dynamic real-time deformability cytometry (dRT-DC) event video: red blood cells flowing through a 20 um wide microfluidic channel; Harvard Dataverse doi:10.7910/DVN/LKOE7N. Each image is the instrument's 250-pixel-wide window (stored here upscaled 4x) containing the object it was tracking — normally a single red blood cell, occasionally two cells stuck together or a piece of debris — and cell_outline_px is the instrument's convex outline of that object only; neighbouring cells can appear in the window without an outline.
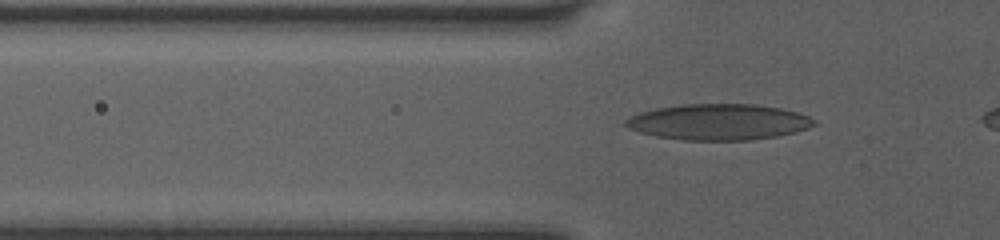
{"species": "human", "species_latin": "Homo sapiens", "temperature_condition": "room temperature", "stored_images_in_passage": 37, "camera_frame_rate_fps": 3000, "um_per_image_px": 0.085, "donor": {"sex": "female"}, "frame": {"image": 1, "passage_image": 8, "time_ms": 2.333, "image_size_px": [1000, 240], "cell_outline_px": [[816, 124], [808, 128], [796, 132], [776, 136], [752, 140], [684, 140], [656, 136], [640, 132], [628, 128], [624, 124], [624, 120], [640, 112], [656, 108], [684, 104], [756, 104], [780, 108], [796, 112], [808, 116], [816, 120]], "centroid_in_image_um": [61.09, 10.37], "position_along_channel_um": 64.7, "area_um2": 39.48}}
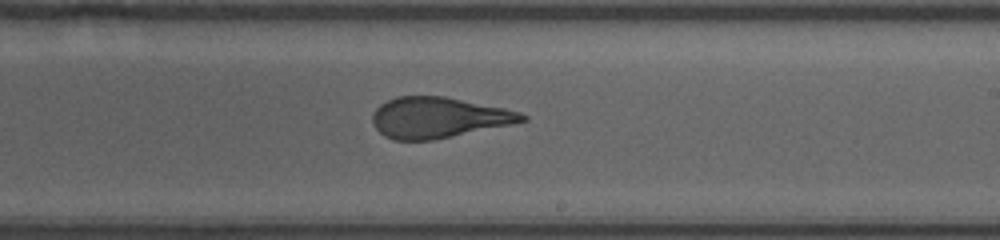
{"frame": {"image": 2, "passage_image": 22, "time_ms": 7.0, "image_size_px": [1000, 240], "cell_outline_px": [[528, 120], [512, 124], [432, 140], [392, 140], [384, 136], [376, 128], [372, 120], [372, 116], [376, 108], [380, 104], [396, 96], [444, 96], [504, 108], [520, 112], [528, 116]], "centroid_in_image_um": [37.25, 9.99], "position_along_channel_um": 251.7, "area_um2": 35.37}}
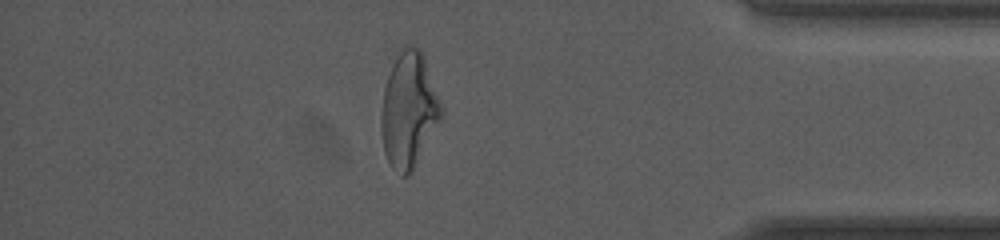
{"frame": {"image": 3, "passage_image": 35, "time_ms": 11.333, "image_size_px": [1000, 240], "cell_outline_px": [[444, 112], [440, 120], [412, 172], [408, 176], [400, 176], [392, 168], [384, 152], [380, 128], [380, 116], [384, 88], [396, 48], [404, 44], [408, 44], [416, 48], [424, 56], [444, 108]], "centroid_in_image_um": [34.73, 9.32], "position_along_channel_um": 400.5, "area_um2": 41.04}}